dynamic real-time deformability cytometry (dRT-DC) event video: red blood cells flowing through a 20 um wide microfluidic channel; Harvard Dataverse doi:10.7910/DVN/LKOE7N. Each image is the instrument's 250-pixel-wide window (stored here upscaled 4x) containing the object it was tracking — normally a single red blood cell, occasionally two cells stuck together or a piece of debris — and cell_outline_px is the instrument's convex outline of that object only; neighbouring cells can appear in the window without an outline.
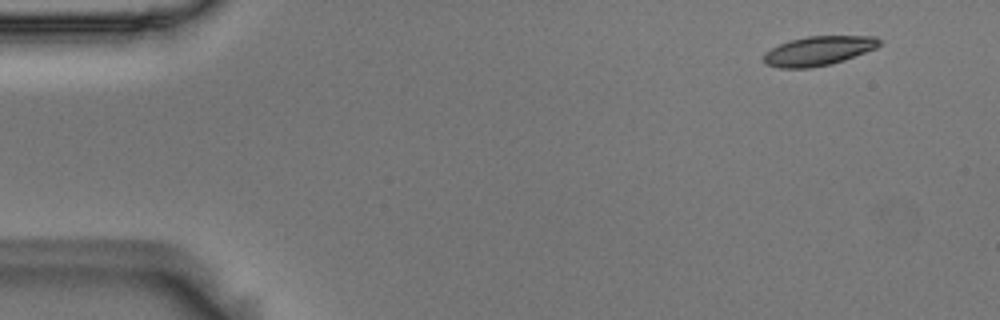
{"species": "Egyptian fruit bat (a non-hibernating species)", "species_latin": "Rousettus aegyptiacus", "temperature_condition": "room temperature", "stored_images_in_passage": 4, "camera_frame_rate_fps": 3000, "um_per_image_px": 0.085, "animal": {"sex": "male"}, "frame": {"image": 1, "passage_image": 1, "time_ms": 0.0, "image_size_px": [1000, 320], "cell_outline_px": [[884, 40], [876, 48], [844, 60], [832, 64], [808, 68], [780, 68], [764, 64], [764, 52], [788, 40], [808, 36], [876, 36]], "centroid_in_image_um": [69.58, 4.32], "position_along_channel_um": 15.4, "area_um2": 19.88}}
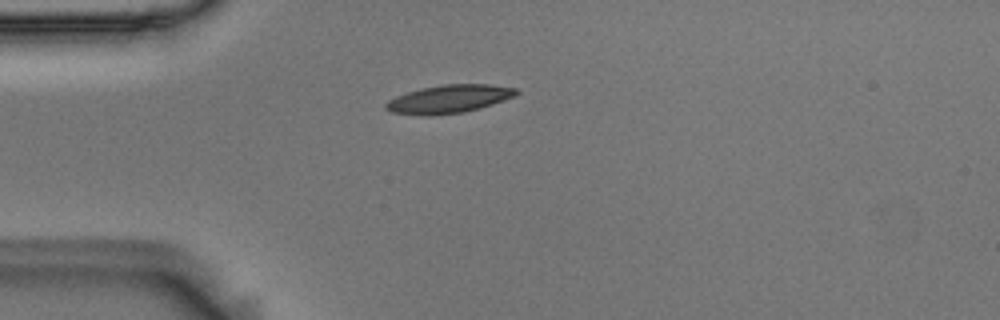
{"frame": {"image": 2, "passage_image": 4, "time_ms": 1.0, "image_size_px": [1000, 320], "cell_outline_px": [[520, 92], [516, 96], [480, 108], [464, 112], [392, 112], [384, 108], [384, 104], [388, 100], [396, 96], [420, 88], [444, 84], [488, 84], [516, 88]], "centroid_in_image_um": [38.26, 8.35], "position_along_channel_um": 46.7, "area_um2": 20.4}}